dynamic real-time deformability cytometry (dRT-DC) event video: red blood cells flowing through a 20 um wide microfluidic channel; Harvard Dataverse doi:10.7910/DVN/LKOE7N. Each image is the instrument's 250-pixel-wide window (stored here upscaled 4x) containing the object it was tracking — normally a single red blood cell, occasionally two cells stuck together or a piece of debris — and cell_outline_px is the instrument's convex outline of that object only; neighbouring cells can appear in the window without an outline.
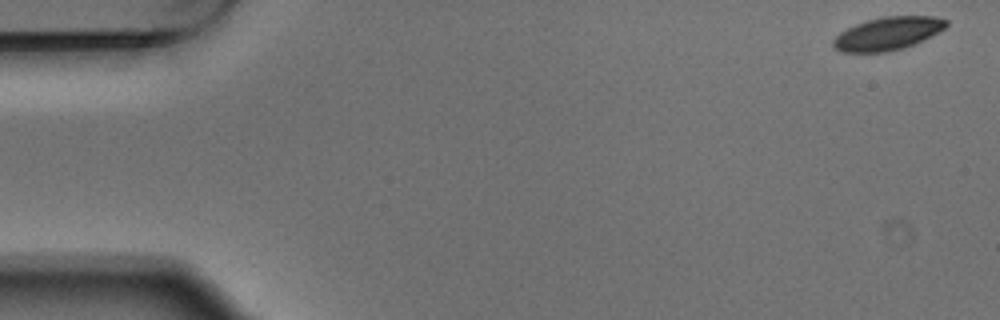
{"species": "Egyptian fruit bat (a non-hibernating species)", "species_latin": "Rousettus aegyptiacus", "temperature_condition": "warm", "stored_images_in_passage": 4, "camera_frame_rate_fps": 3000, "um_per_image_px": 0.085, "animal": {"sex": "male"}, "frame": {"image": 1, "passage_image": 1, "time_ms": 0.0, "image_size_px": [1000, 320], "cell_outline_px": [[948, 24], [944, 28], [924, 40], [904, 48], [888, 52], [840, 52], [832, 44], [832, 40], [840, 32], [856, 24], [868, 20], [884, 16], [932, 16], [948, 20]], "centroid_in_image_um": [75.46, 2.86], "position_along_channel_um": 9.5, "area_um2": 21.68}}
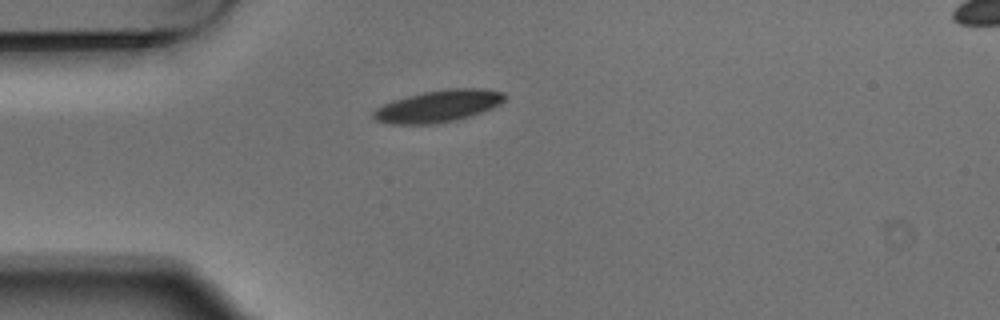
{"frame": {"image": 2, "passage_image": 4, "time_ms": 1.0, "image_size_px": [1000, 320], "cell_outline_px": [[508, 96], [500, 104], [492, 108], [456, 120], [436, 124], [388, 124], [376, 120], [372, 116], [372, 112], [376, 108], [392, 100], [424, 92], [444, 88], [484, 88], [504, 92]], "centroid_in_image_um": [37.26, 9.01], "position_along_channel_um": 47.7, "area_um2": 24.62}}